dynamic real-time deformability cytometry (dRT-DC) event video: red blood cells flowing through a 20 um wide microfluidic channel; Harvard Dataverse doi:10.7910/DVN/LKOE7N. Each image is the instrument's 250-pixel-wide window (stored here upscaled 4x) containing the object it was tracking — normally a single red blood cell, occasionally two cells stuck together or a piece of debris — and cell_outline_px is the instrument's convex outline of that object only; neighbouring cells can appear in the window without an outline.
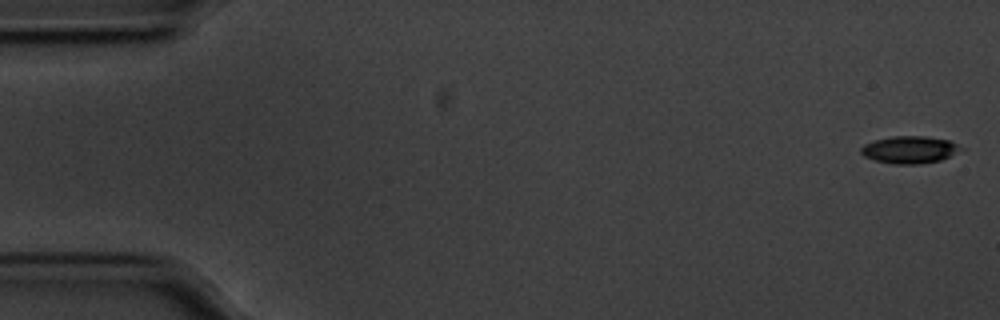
{"species": "common noctule bat (a hibernating species)", "species_latin": "Nyctalus noctula", "temperature_condition": "cold", "stored_images_in_passage": 56, "camera_frame_rate_fps": 3000, "um_per_image_px": 0.085, "animal": {"sex": "male", "body_mass_g": 20.1, "forearm_length_mm": 53.5}, "frame": {"image": 1, "passage_image": 1, "time_ms": 0.0, "image_size_px": [1000, 320], "cell_outline_px": [[964, 148], [940, 160], [920, 164], [892, 164], [876, 160], [864, 156], [860, 152], [860, 148], [864, 144], [876, 140], [892, 136], [924, 136], [948, 140]], "centroid_in_image_um": [77.28, 12.72], "position_along_channel_um": 7.7, "area_um2": 15.66}}
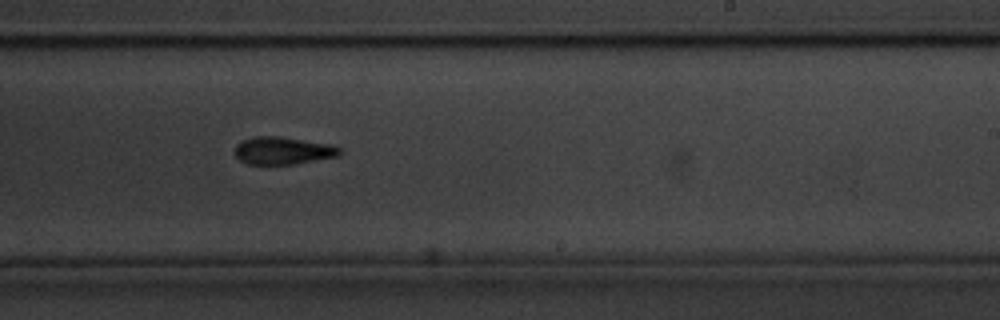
{"frame": {"image": 2, "passage_image": 34, "time_ms": 11.0, "image_size_px": [1000, 320], "cell_outline_px": [[340, 152], [336, 156], [292, 164], [248, 164], [240, 160], [236, 156], [236, 144], [252, 136], [276, 136], [332, 144], [340, 148]], "centroid_in_image_um": [24.02, 12.79], "position_along_channel_um": 265.0, "area_um2": 16.53}}
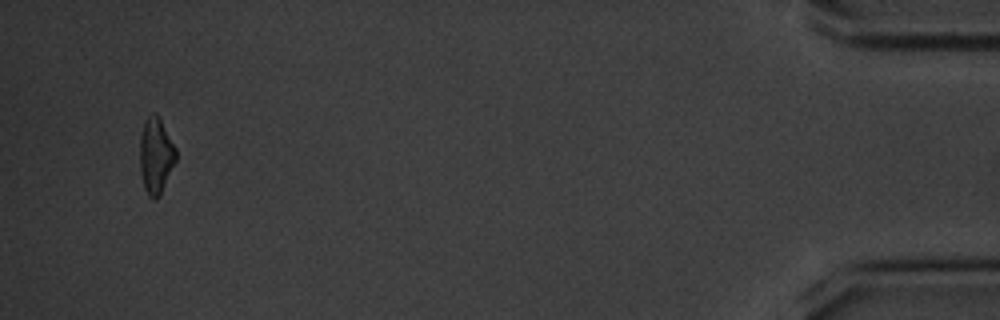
{"frame": {"image": 3, "passage_image": 54, "time_ms": 17.667, "image_size_px": [1000, 320], "cell_outline_px": [[176, 160], [160, 196], [156, 200], [152, 200], [148, 196], [144, 188], [140, 172], [140, 136], [144, 120], [152, 112], [156, 112], [160, 116], [176, 148]], "centroid_in_image_um": [13.24, 13.21], "position_along_channel_um": 422.0, "area_um2": 16.36}, "authors_computed_cell_mechanics": {"area_um2": 16.7331, "velocity_mm_per_s": 3.5515, "shape_relaxation_time_tau1_ms": 3.0038, "shape_relaxation_time_tau2_ms": 6.8792, "deformation_change_tau1": 0.1144, "deformation_change_tau2": 0.1742}}